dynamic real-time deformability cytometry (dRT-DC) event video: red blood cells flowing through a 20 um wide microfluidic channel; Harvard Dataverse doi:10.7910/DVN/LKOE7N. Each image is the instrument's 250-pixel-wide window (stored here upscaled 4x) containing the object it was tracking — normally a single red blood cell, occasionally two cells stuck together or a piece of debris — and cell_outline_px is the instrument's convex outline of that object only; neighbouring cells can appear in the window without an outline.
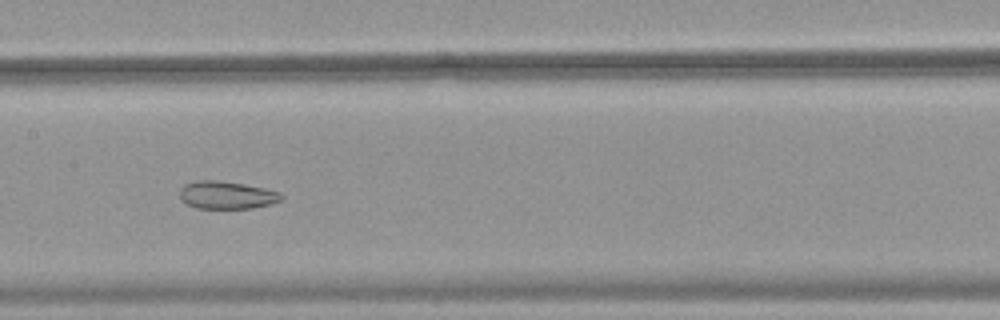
{"species": "common noctule bat (a hibernating species)", "species_latin": "Nyctalus noctula", "temperature_condition": "warm", "stored_images_in_passage": 52, "camera_frame_rate_fps": 3000, "um_per_image_px": 0.085, "animal": {"sex": "female", "body_mass_g": 18.4}, "frame": {"image": 1, "passage_image": 27, "time_ms": 8.667, "image_size_px": [1000, 320], "cell_outline_px": [[284, 200], [272, 204], [252, 208], [196, 208], [188, 204], [180, 196], [180, 188], [184, 184], [196, 180], [216, 180], [244, 184], [264, 188], [280, 192], [284, 196]], "centroid_in_image_um": [19.31, 16.58], "position_along_channel_um": 188.1, "area_um2": 16.47}}
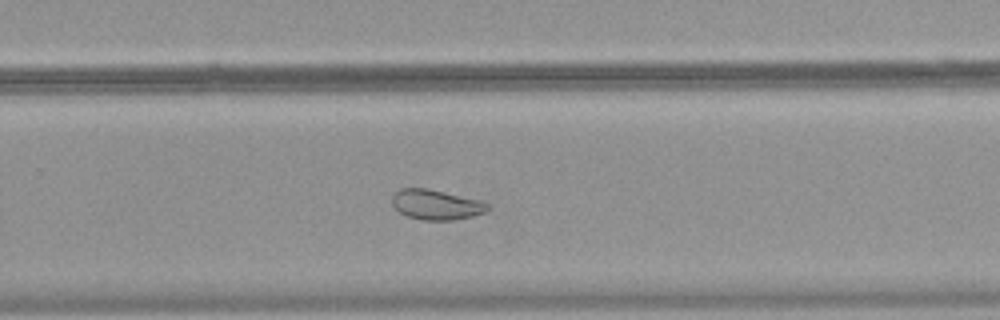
{"frame": {"image": 2, "passage_image": 35, "time_ms": 11.333, "image_size_px": [1000, 320], "cell_outline_px": [[492, 204], [484, 212], [472, 216], [452, 220], [420, 220], [408, 216], [400, 212], [392, 204], [392, 196], [400, 188], [428, 188], [480, 200]], "centroid_in_image_um": [37.08, 17.39], "position_along_channel_um": 292.7, "area_um2": 16.7}}
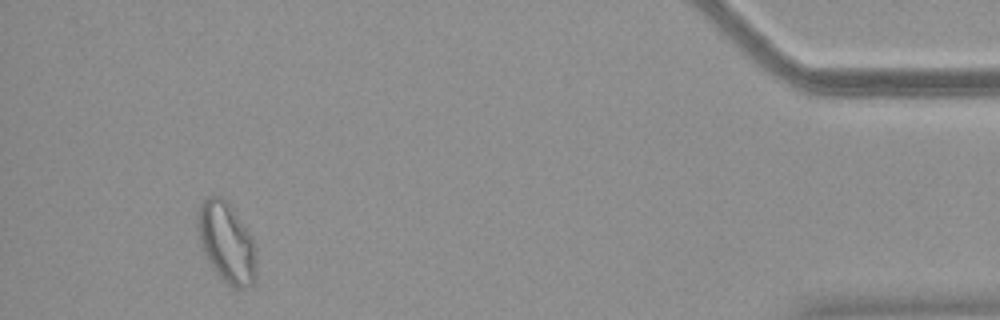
{"frame": {"image": 3, "passage_image": 49, "time_ms": 16.0, "image_size_px": [1000, 320], "cell_outline_px": [[256, 272], [252, 284], [244, 288], [232, 288], [216, 272], [208, 260], [200, 244], [196, 220], [196, 216], [200, 204], [208, 196], [224, 196], [252, 236], [256, 244]], "centroid_in_image_um": [19.26, 20.58], "position_along_channel_um": 415.9, "area_um2": 27.63}}